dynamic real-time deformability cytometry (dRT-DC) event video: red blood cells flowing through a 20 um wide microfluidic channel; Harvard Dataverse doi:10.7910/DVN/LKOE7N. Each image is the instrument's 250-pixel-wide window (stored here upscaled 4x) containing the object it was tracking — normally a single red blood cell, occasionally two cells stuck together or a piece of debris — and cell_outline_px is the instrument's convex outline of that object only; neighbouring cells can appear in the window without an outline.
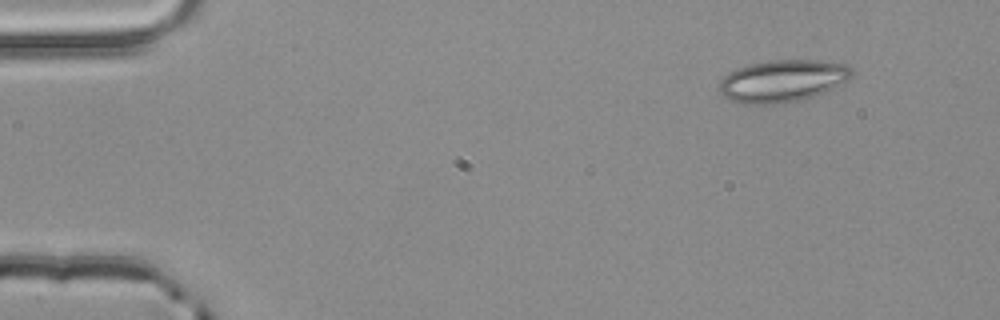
{"species": "common noctule bat (a hibernating species)", "species_latin": "Nyctalus noctula", "temperature_condition": "room temperature", "stored_images_in_passage": 4, "camera_frame_rate_fps": 3000, "um_per_image_px": 0.085, "animal": {"sex": "male", "body_mass_g": 20.4}, "frame": {"image": 1, "passage_image": 2, "time_ms": 0.333, "image_size_px": [1000, 320], "cell_outline_px": [[852, 76], [848, 80], [824, 92], [792, 104], [740, 104], [724, 96], [716, 88], [720, 80], [728, 72], [748, 64], [768, 60], [816, 60], [848, 64], [852, 68]], "centroid_in_image_um": [66.49, 6.89], "position_along_channel_um": 18.5, "area_um2": 33.12}}